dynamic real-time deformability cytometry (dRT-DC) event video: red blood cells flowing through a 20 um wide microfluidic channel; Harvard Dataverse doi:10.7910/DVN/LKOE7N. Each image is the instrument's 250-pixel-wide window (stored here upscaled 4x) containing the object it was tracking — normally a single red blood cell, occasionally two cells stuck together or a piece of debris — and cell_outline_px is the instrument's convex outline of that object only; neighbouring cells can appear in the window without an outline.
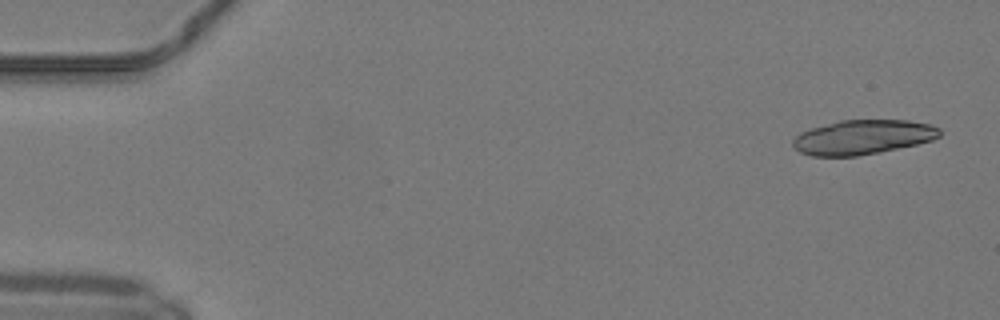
{"species": "common noctule bat (a hibernating species)", "species_latin": "Nyctalus noctula", "temperature_condition": "warm", "stored_images_in_passage": 18, "camera_frame_rate_fps": 3000, "um_per_image_px": 0.085, "animal": {"sex": "male", "body_mass_g": 19.2, "forearm_length_mm": 51.8}, "frame": {"image": 1, "passage_image": 2, "time_ms": 0.333, "image_size_px": [1000, 320], "cell_outline_px": [[940, 136], [932, 140], [916, 144], [880, 152], [856, 156], [812, 156], [800, 152], [792, 144], [792, 140], [800, 132], [812, 128], [840, 120], [908, 120], [928, 124], [940, 128]], "centroid_in_image_um": [73.33, 11.66], "position_along_channel_um": 11.7, "area_um2": 29.36}}